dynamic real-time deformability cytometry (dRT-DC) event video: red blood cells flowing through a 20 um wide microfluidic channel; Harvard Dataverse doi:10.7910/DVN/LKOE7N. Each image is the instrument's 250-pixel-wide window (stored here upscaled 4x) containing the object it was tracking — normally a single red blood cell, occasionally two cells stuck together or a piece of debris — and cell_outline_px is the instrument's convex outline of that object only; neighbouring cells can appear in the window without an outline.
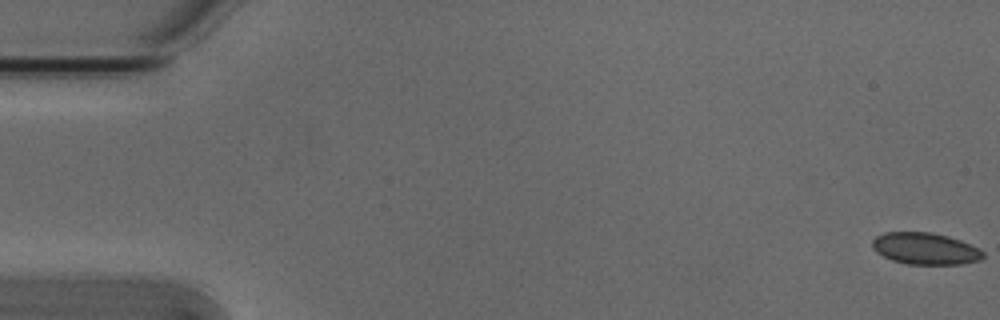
{"species": "Egyptian fruit bat (a non-hibernating species)", "species_latin": "Rousettus aegyptiacus", "temperature_condition": "cold", "stored_images_in_passage": 49, "camera_frame_rate_fps": 3000, "um_per_image_px": 0.085, "animal": {"sex": "male"}, "frame": {"image": 1, "passage_image": 1, "time_ms": 0.0, "image_size_px": [1000, 320], "cell_outline_px": [[984, 256], [980, 260], [960, 264], [908, 264], [892, 260], [876, 252], [872, 248], [872, 240], [876, 236], [884, 232], [932, 232], [948, 236], [960, 240], [980, 248], [984, 252]], "centroid_in_image_um": [78.65, 21.12], "position_along_channel_um": 6.4, "area_um2": 20.58}}
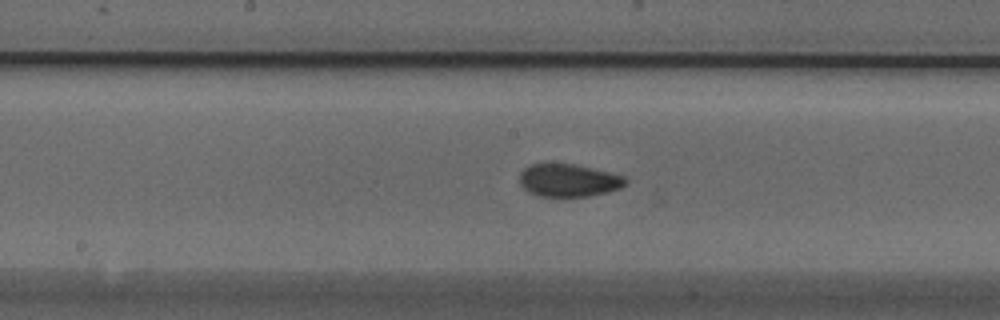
{"frame": {"image": 2, "passage_image": 28, "time_ms": 9.0, "image_size_px": [1000, 320], "cell_outline_px": [[628, 184], [620, 188], [608, 192], [588, 196], [540, 196], [528, 192], [520, 184], [520, 172], [524, 168], [532, 164], [572, 164], [608, 172], [624, 176], [628, 180]], "centroid_in_image_um": [48.34, 15.34], "position_along_channel_um": 199.9, "area_um2": 20.06}}
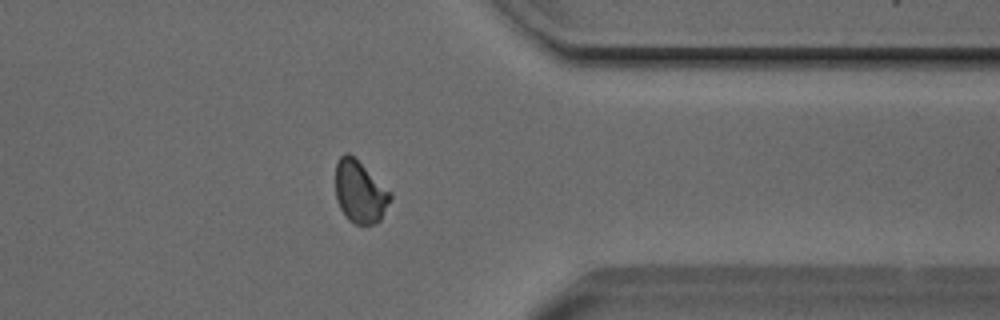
{"frame": {"image": 3, "passage_image": 43, "time_ms": 14.0, "image_size_px": [1000, 320], "cell_outline_px": [[392, 196], [380, 220], [372, 224], [356, 224], [348, 220], [340, 208], [336, 200], [336, 164], [340, 156], [344, 152], [348, 152], [392, 192]], "centroid_in_image_um": [30.58, 16.31], "position_along_channel_um": 380.8, "area_um2": 19.71}}